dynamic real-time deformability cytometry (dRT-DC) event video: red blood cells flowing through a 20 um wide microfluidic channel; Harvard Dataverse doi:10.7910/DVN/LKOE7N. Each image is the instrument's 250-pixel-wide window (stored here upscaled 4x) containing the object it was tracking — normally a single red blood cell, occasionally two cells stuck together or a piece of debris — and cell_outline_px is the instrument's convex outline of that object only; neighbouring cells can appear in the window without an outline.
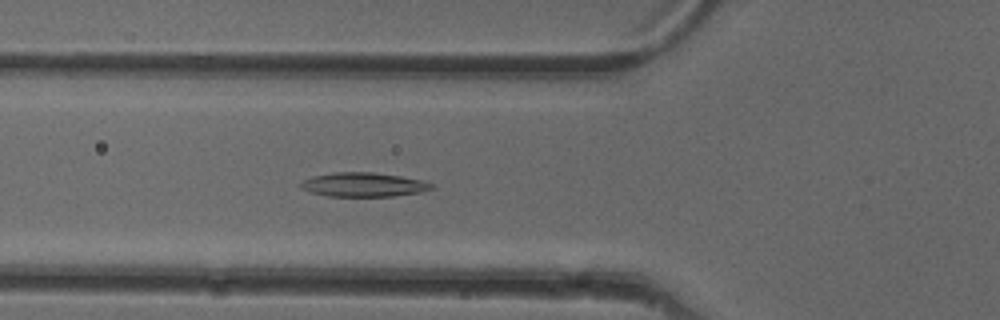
{"species": "common noctule bat (a hibernating species)", "species_latin": "Nyctalus noctula", "temperature_condition": "cold", "stored_images_in_passage": 41, "camera_frame_rate_fps": 3000, "um_per_image_px": 0.085, "animal": {"sex": "female"}, "frame": {"image": 1, "passage_image": 7, "time_ms": 2.0, "image_size_px": [1000, 320], "cell_outline_px": [[436, 188], [420, 192], [392, 196], [328, 196], [312, 192], [300, 188], [296, 184], [300, 180], [312, 176], [332, 172], [372, 172], [400, 176], [424, 180], [436, 184]], "centroid_in_image_um": [30.89, 15.68], "position_along_channel_um": 94.9, "area_um2": 18.73}}
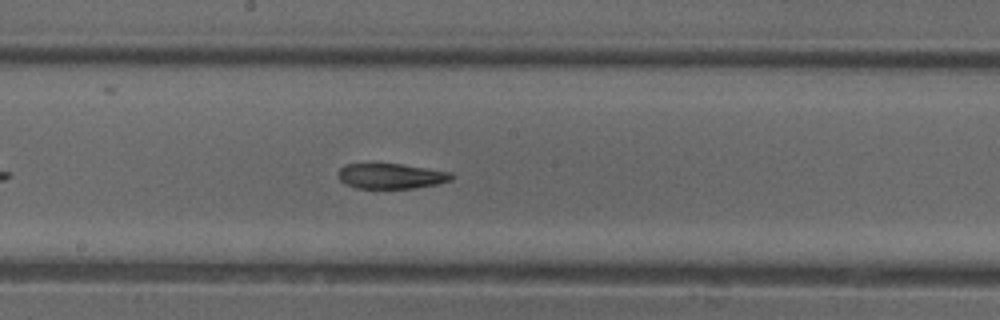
{"frame": {"image": 2, "passage_image": 16, "time_ms": 5.0, "image_size_px": [1000, 320], "cell_outline_px": [[452, 180], [436, 184], [416, 188], [356, 188], [344, 184], [336, 176], [336, 172], [344, 164], [400, 164], [428, 168], [452, 172]], "centroid_in_image_um": [33.19, 14.97], "position_along_channel_um": 215.0, "area_um2": 16.82}}
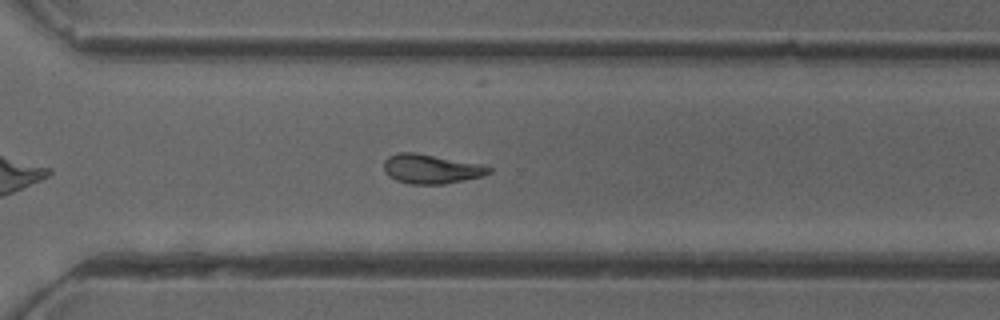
{"frame": {"image": 3, "passage_image": 25, "time_ms": 8.0, "image_size_px": [1000, 320], "cell_outline_px": [[492, 172], [480, 176], [464, 180], [444, 184], [408, 184], [396, 180], [388, 176], [384, 172], [384, 160], [388, 156], [396, 152], [416, 152], [480, 164], [492, 168]], "centroid_in_image_um": [36.59, 14.35], "position_along_channel_um": 334.0, "area_um2": 18.03}, "authors_computed_cell_mechanics": {"area_um2": 17.9758, "velocity_mm_per_s": 3.9881, "shape_relaxation_time_tau1_ms": 9.6035, "shape_relaxation_time_tau2_ms": 8.5556, "deformation_change_tau1": 0.2631, "deformation_change_tau2": 0.1739}}